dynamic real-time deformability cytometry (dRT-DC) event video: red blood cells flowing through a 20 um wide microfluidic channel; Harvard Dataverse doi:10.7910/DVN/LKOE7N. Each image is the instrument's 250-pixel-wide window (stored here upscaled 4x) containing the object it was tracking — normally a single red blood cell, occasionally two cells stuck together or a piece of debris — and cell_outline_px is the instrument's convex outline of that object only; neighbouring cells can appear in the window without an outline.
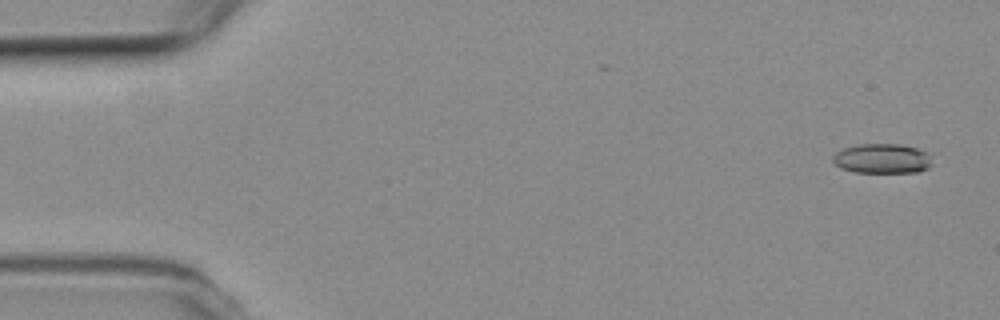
{"species": "common noctule bat (a hibernating species)", "species_latin": "Nyctalus noctula", "temperature_condition": "room temperature", "stored_images_in_passage": 55, "camera_frame_rate_fps": 3000, "um_per_image_px": 0.085, "animal": {"sex": "female", "body_mass_g": 19.3, "forearm_length_mm": 54.1}, "frame": {"image": 1, "passage_image": 3, "time_ms": 0.667, "image_size_px": [1000, 320], "cell_outline_px": [[932, 164], [928, 168], [920, 172], [856, 172], [840, 168], [832, 160], [832, 156], [836, 152], [844, 148], [860, 144], [900, 144], [916, 148], [924, 152], [928, 156]], "centroid_in_image_um": [74.96, 13.48], "position_along_channel_um": 10.0, "area_um2": 17.05}}
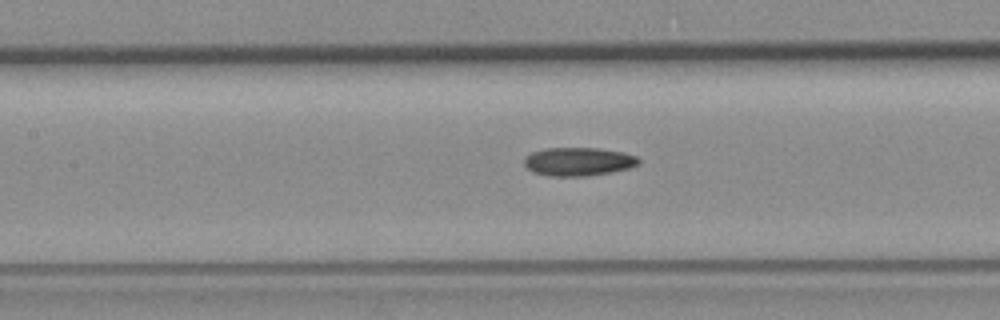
{"frame": {"image": 2, "passage_image": 25, "time_ms": 8.0, "image_size_px": [1000, 320], "cell_outline_px": [[640, 164], [628, 168], [612, 172], [588, 176], [548, 176], [532, 172], [524, 164], [524, 160], [532, 152], [548, 148], [600, 148], [624, 152], [636, 156], [640, 160]], "centroid_in_image_um": [49.19, 13.74], "position_along_channel_um": 158.2, "area_um2": 19.02}}
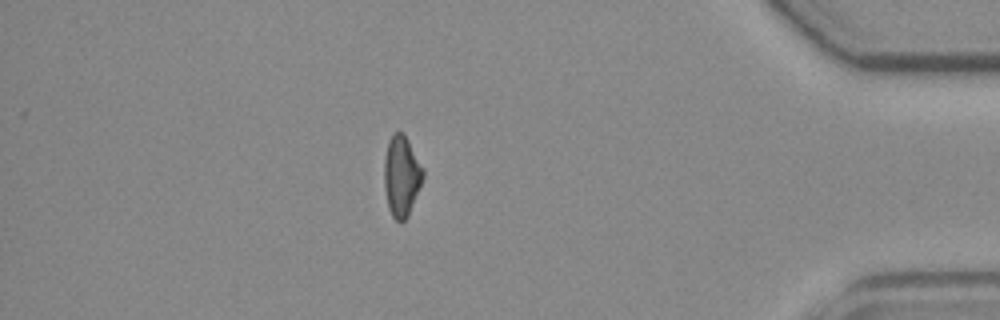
{"frame": {"image": 3, "passage_image": 48, "time_ms": 15.667, "image_size_px": [1000, 320], "cell_outline_px": [[424, 176], [408, 216], [400, 224], [392, 216], [388, 208], [384, 188], [384, 156], [388, 140], [396, 132], [400, 132], [408, 140], [424, 168]], "centroid_in_image_um": [34.12, 14.98], "position_along_channel_um": 401.1, "area_um2": 18.32}}